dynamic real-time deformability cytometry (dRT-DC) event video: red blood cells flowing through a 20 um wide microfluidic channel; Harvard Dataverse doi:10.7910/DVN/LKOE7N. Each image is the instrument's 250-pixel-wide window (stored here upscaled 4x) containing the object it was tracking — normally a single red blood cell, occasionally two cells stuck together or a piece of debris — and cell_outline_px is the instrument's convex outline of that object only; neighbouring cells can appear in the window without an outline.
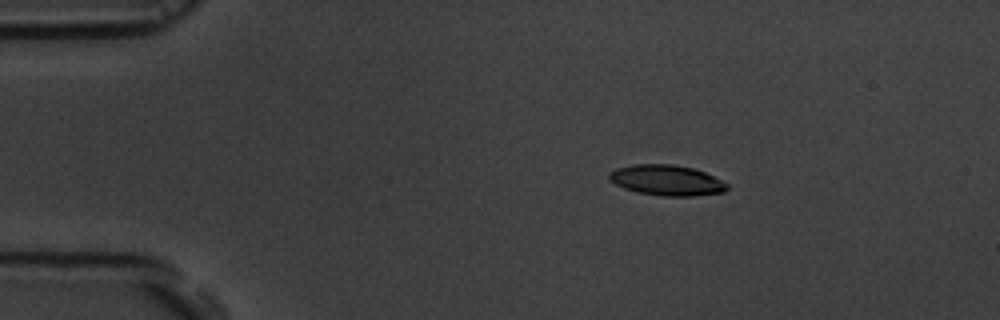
{"species": "common noctule bat (a hibernating species)", "species_latin": "Nyctalus noctula", "temperature_condition": "room temperature", "stored_images_in_passage": 4, "camera_frame_rate_fps": 3000, "um_per_image_px": 0.085, "animal": {"sex": "male", "body_mass_g": 19.5, "forearm_length_mm": 54.6}, "frame": {"image": 1, "passage_image": 2, "time_ms": 1.333, "image_size_px": [1000, 320], "cell_outline_px": [[728, 188], [724, 192], [692, 196], [664, 196], [640, 192], [624, 188], [608, 180], [608, 172], [616, 168], [632, 164], [672, 164], [692, 168], [704, 172], [728, 184]], "centroid_in_image_um": [56.63, 15.31], "position_along_channel_um": 28.4, "area_um2": 20.87}}